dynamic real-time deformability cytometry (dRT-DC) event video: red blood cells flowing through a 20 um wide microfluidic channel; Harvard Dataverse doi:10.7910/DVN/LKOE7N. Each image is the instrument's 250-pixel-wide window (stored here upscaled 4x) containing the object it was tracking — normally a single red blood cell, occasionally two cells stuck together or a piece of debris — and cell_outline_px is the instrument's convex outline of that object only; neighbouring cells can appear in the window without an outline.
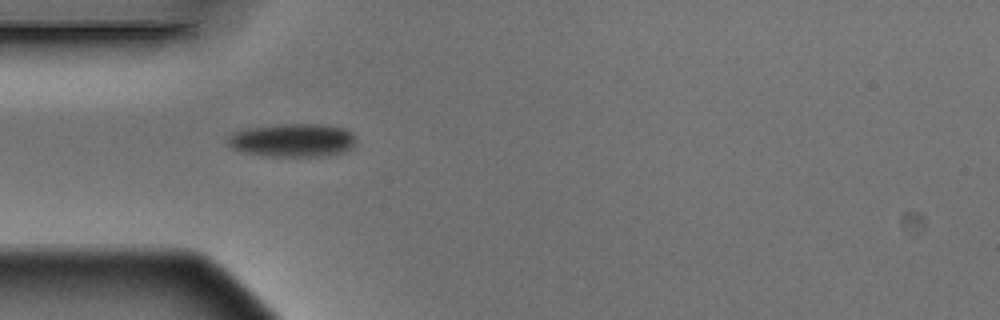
{"species": "Egyptian fruit bat (a non-hibernating species)", "species_latin": "Rousettus aegyptiacus", "temperature_condition": "warm", "stored_images_in_passage": 2, "camera_frame_rate_fps": 3000, "um_per_image_px": 0.085, "animal": {"sex": "male"}, "frame": {"image": 1, "passage_image": 1, "time_ms": 0.0, "image_size_px": [1000, 320], "cell_outline_px": [[356, 140], [352, 148], [344, 152], [324, 156], [272, 156], [240, 152], [232, 148], [228, 144], [228, 136], [232, 132], [248, 128], [280, 124], [316, 124], [344, 128], [352, 132], [356, 136]], "centroid_in_image_um": [24.88, 11.92], "position_along_channel_um": 60.1, "area_um2": 25.03}}
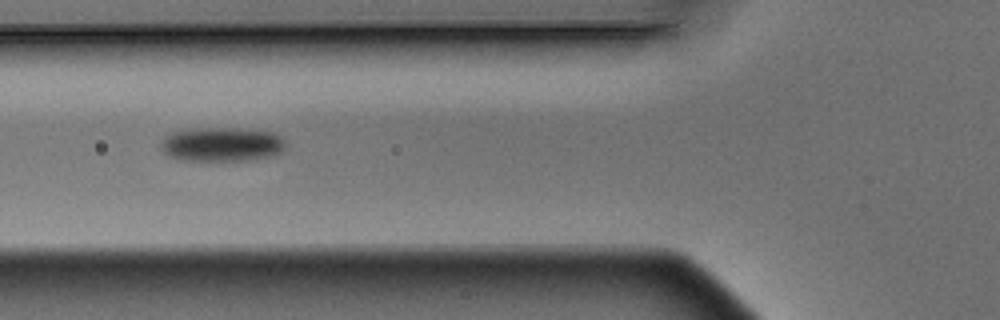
{"frame": {"image": 2, "passage_image": 2, "time_ms": 0.333, "image_size_px": [1000, 320], "cell_outline_px": [[284, 152], [256, 160], [180, 160], [164, 152], [160, 148], [160, 144], [164, 136], [172, 132], [188, 128], [240, 128], [272, 132], [280, 136], [284, 140]], "centroid_in_image_um": [18.85, 12.26], "position_along_channel_um": 106.9, "area_um2": 25.09}}